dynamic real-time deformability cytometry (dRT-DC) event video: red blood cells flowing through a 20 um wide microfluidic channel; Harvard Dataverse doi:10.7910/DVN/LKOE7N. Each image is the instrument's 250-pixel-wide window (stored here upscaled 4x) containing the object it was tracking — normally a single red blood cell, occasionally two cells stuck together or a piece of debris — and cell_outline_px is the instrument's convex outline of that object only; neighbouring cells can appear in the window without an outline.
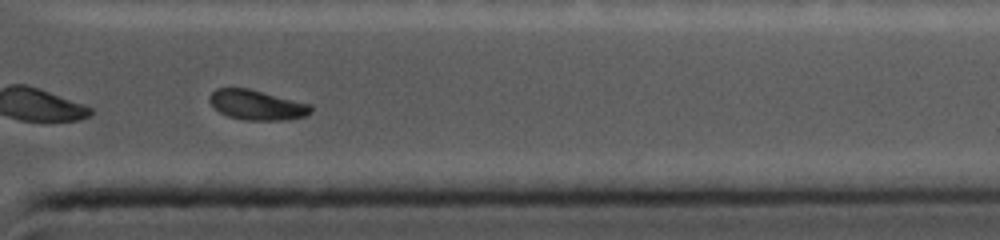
{"species": "common noctule bat (a hibernating species)", "species_latin": "Nyctalus noctula", "temperature_condition": "cold", "stored_images_in_passage": 28, "camera_frame_rate_fps": 5000, "um_per_image_px": 0.085, "animal": {"sex": "female", "body_mass_g": 19.0, "forearm_length_mm": 56.7}, "frame": {"image": 1, "passage_image": 24, "time_ms": 13.2, "image_size_px": [1000, 240], "cell_outline_px": [[312, 112], [304, 116], [284, 120], [244, 120], [228, 116], [220, 112], [208, 100], [208, 96], [216, 88], [248, 88], [312, 104]], "centroid_in_image_um": [21.84, 8.91], "position_along_channel_um": 389.6, "area_um2": 17.69}}
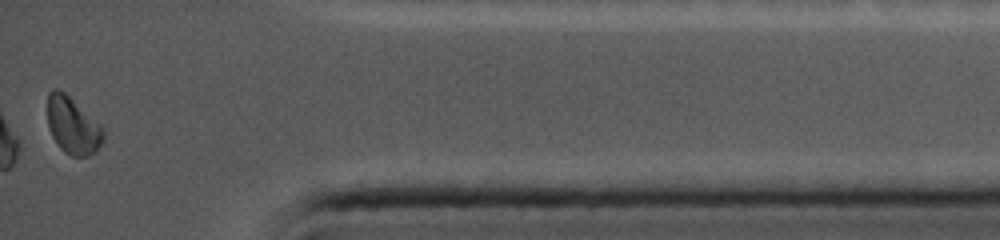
{"frame": {"image": 2, "passage_image": 28, "time_ms": 14.6, "image_size_px": [1000, 240], "cell_outline_px": [[104, 140], [88, 156], [72, 156], [64, 152], [60, 148], [52, 136], [48, 128], [48, 92], [52, 88], [56, 88], [64, 92], [100, 124], [104, 128]], "centroid_in_image_um": [6.16, 10.66], "position_along_channel_um": 429.0, "area_um2": 18.32}, "authors_computed_cell_mechanics": {"area_um2": 18.2359, "velocity_mm_per_s": 3.7358, "shape_relaxation_time_tau1_ms": null, "shape_relaxation_time_tau2_ms": 2.3284, "deformation_change_tau1": null, "deformation_change_tau2": 0.057}}